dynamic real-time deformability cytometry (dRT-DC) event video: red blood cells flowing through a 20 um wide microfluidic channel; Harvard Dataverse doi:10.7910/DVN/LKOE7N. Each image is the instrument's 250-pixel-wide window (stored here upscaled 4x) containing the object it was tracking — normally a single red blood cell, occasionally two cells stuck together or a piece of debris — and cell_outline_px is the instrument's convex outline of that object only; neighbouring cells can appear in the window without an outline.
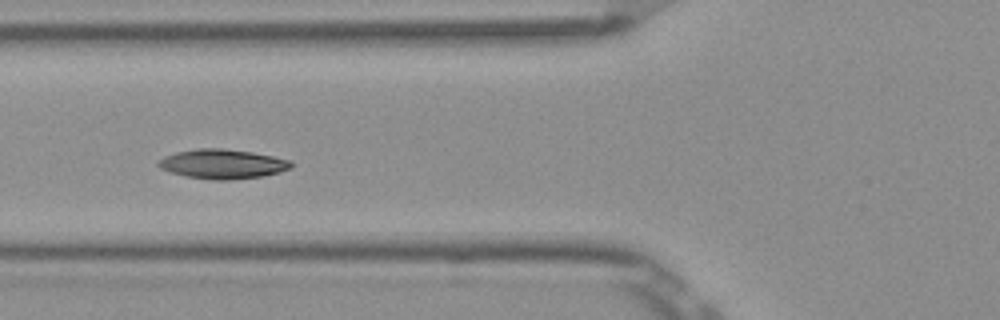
{"species": "Egyptian fruit bat (a non-hibernating species)", "species_latin": "Rousettus aegyptiacus", "temperature_condition": "room temperature", "stored_images_in_passage": 9, "camera_frame_rate_fps": 3000, "um_per_image_px": 0.085, "frame": {"image": 1, "passage_image": 6, "time_ms": 1.667, "image_size_px": [1000, 320], "cell_outline_px": [[292, 168], [280, 172], [264, 176], [228, 180], [212, 180], [184, 176], [160, 168], [156, 164], [164, 156], [176, 152], [196, 148], [220, 148], [252, 152], [292, 160]], "centroid_in_image_um": [18.93, 13.94], "position_along_channel_um": 106.9, "area_um2": 22.89}}
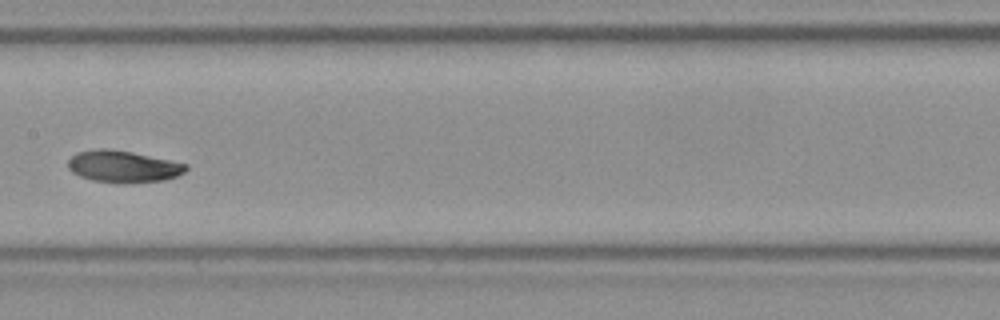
{"frame": {"image": 2, "passage_image": 8, "time_ms": 2.333, "image_size_px": [1000, 320], "cell_outline_px": [[188, 168], [184, 172], [176, 176], [164, 180], [92, 180], [80, 176], [72, 172], [68, 168], [68, 160], [76, 152], [96, 148], [108, 148], [132, 152], [188, 164]], "centroid_in_image_um": [10.43, 14.09], "position_along_channel_um": 197.0, "area_um2": 20.98}}
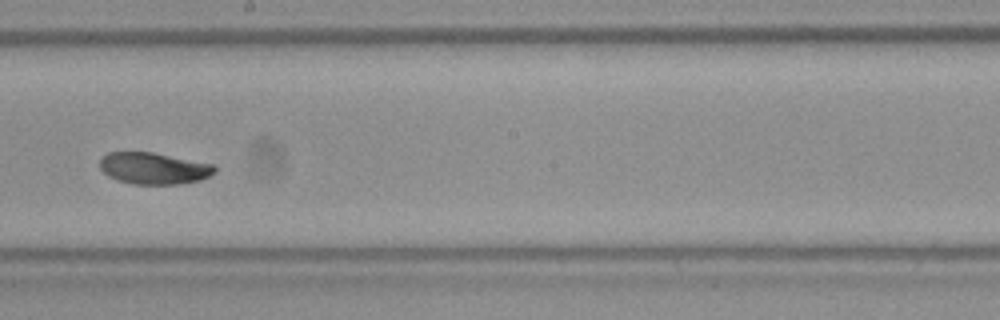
{"frame": {"image": 3, "passage_image": 9, "time_ms": 2.667, "image_size_px": [1000, 320], "cell_outline_px": [[216, 172], [200, 180], [176, 184], [132, 184], [116, 180], [108, 176], [100, 168], [100, 156], [108, 152], [152, 152], [212, 164], [216, 168]], "centroid_in_image_um": [13.02, 14.3], "position_along_channel_um": 235.2, "area_um2": 21.15}}